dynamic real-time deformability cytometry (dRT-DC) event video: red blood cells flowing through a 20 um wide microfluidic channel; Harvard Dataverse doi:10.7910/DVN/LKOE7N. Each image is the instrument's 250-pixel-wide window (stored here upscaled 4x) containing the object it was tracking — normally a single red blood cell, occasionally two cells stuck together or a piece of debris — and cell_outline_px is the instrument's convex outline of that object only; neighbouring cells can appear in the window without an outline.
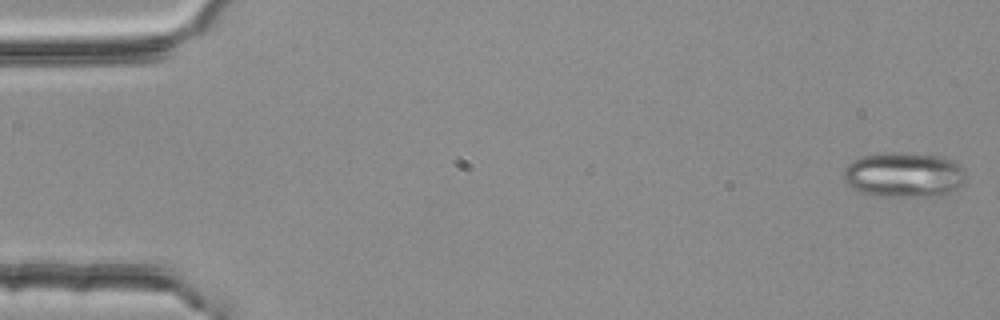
{"species": "common noctule bat (a hibernating species)", "species_latin": "Nyctalus noctula", "temperature_condition": "room temperature", "stored_images_in_passage": 4, "camera_frame_rate_fps": 3000, "um_per_image_px": 0.085, "animal": {"sex": "female", "body_mass_g": 25.1}, "frame": {"image": 1, "passage_image": 1, "time_ms": 0.0, "image_size_px": [1000, 320], "cell_outline_px": [[964, 184], [940, 196], [876, 196], [860, 192], [852, 188], [844, 180], [844, 168], [852, 160], [860, 156], [884, 152], [900, 152], [944, 156], [956, 160], [964, 168]], "centroid_in_image_um": [76.84, 14.84], "position_along_channel_um": 8.2, "area_um2": 32.6}}